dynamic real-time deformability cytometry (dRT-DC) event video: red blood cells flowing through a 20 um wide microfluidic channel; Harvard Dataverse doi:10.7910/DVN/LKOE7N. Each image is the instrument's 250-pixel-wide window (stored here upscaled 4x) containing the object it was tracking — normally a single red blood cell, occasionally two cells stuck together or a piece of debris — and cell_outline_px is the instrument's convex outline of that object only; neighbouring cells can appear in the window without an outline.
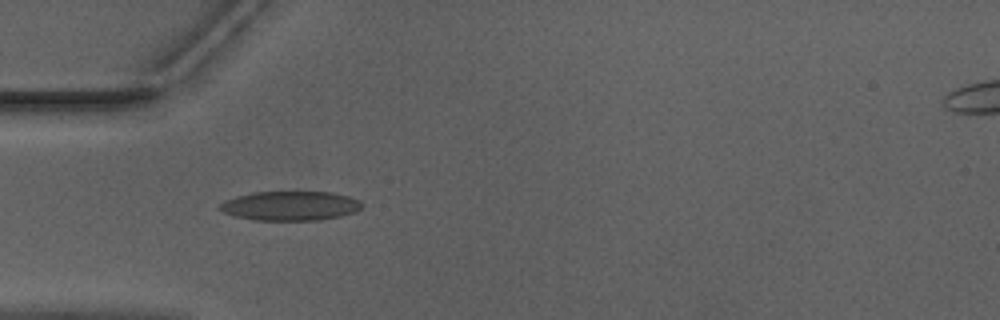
{"species": "Egyptian fruit bat (a non-hibernating species)", "species_latin": "Rousettus aegyptiacus", "temperature_condition": "warm", "stored_images_in_passage": 10, "camera_frame_rate_fps": 3000, "um_per_image_px": 0.085, "animal": {"sex": "male"}, "frame": {"image": 1, "passage_image": 7, "time_ms": 2.0, "image_size_px": [1000, 320], "cell_outline_px": [[364, 204], [356, 212], [340, 216], [320, 220], [256, 220], [236, 216], [224, 212], [216, 208], [224, 200], [236, 196], [256, 192], [332, 192], [348, 196], [360, 200]], "centroid_in_image_um": [24.69, 17.49], "position_along_channel_um": 60.3, "area_um2": 24.33}}
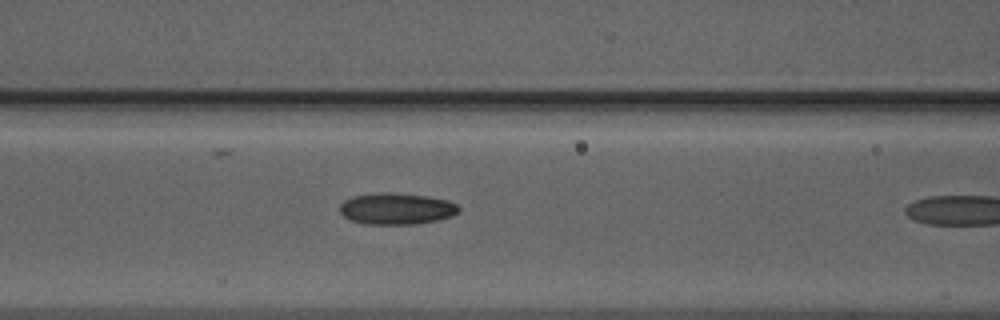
{"frame": {"image": 2, "passage_image": 9, "time_ms": 2.667, "image_size_px": [1000, 320], "cell_outline_px": [[460, 212], [452, 216], [436, 220], [412, 224], [364, 224], [352, 220], [344, 216], [340, 212], [340, 204], [344, 200], [352, 196], [384, 192], [392, 192], [428, 196], [448, 200], [456, 204], [460, 208]], "centroid_in_image_um": [33.71, 17.73], "position_along_channel_um": 132.9, "area_um2": 21.85}}